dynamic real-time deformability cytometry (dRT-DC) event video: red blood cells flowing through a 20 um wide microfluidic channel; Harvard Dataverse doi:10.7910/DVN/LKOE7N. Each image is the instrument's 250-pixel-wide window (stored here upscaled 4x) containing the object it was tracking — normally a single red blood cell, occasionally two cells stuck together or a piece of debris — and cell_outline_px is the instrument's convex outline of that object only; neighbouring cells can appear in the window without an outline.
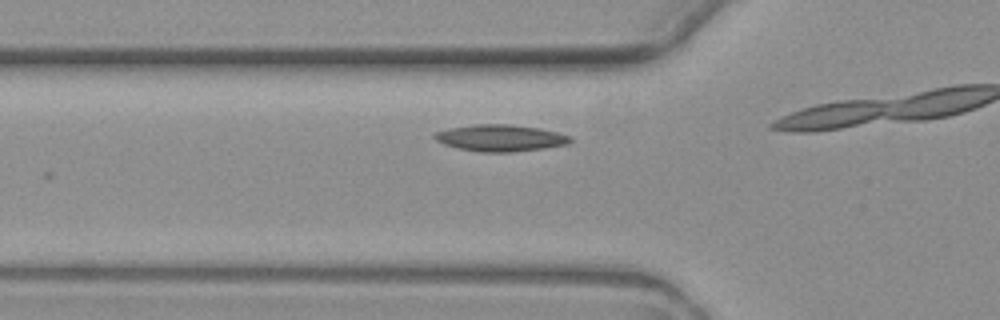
{"species": "common noctule bat (a hibernating species)", "species_latin": "Nyctalus noctula", "temperature_condition": "warm", "stored_images_in_passage": 10, "segment_of_instrument_passage": [1, 2], "camera_frame_rate_fps": 3000, "um_per_image_px": 0.085, "animal": {"sex": "female", "body_mass_g": 19.3, "forearm_length_mm": 54.1}, "frame": {"image": 1, "passage_image": 3, "time_ms": 2.667, "image_size_px": [1000, 320], "cell_outline_px": [[572, 140], [568, 144], [544, 148], [512, 152], [480, 152], [456, 148], [444, 144], [436, 140], [432, 136], [436, 132], [448, 128], [476, 124], [512, 124], [540, 128], [572, 136]], "centroid_in_image_um": [42.53, 11.72], "position_along_channel_um": 83.3, "area_um2": 21.21}}
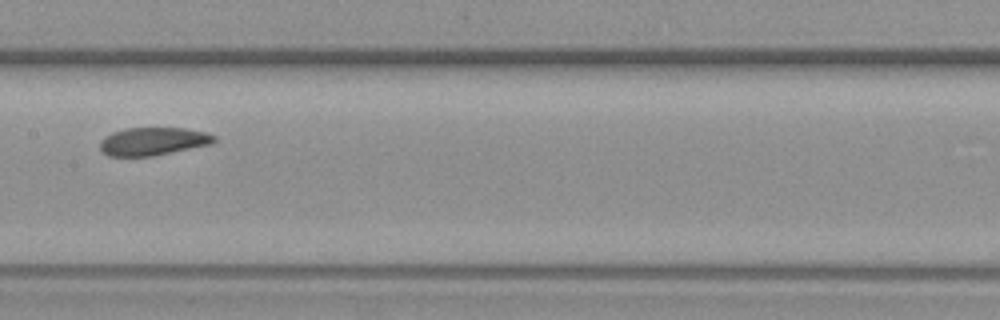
{"frame": {"image": 2, "passage_image": 7, "time_ms": 7.333, "image_size_px": [1000, 320], "cell_outline_px": [[216, 140], [212, 144], [152, 156], [108, 156], [100, 152], [100, 140], [104, 136], [112, 132], [128, 128], [184, 128], [204, 132], [216, 136]], "centroid_in_image_um": [12.97, 12.02], "position_along_channel_um": 194.4, "area_um2": 18.67}}
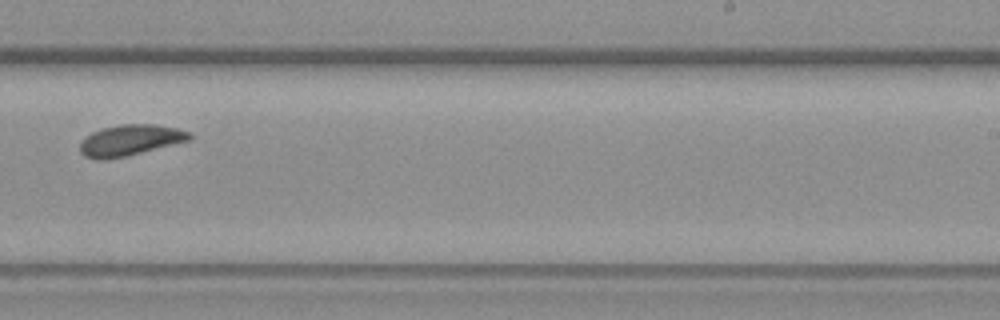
{"frame": {"image": 3, "passage_image": 9, "time_ms": 9.667, "image_size_px": [1000, 320], "cell_outline_px": [[192, 136], [188, 140], [128, 156], [108, 160], [96, 160], [84, 156], [80, 152], [80, 144], [84, 136], [100, 128], [120, 124], [152, 124], [176, 128], [188, 132]], "centroid_in_image_um": [10.97, 11.93], "position_along_channel_um": 278.0, "area_um2": 19.83}}